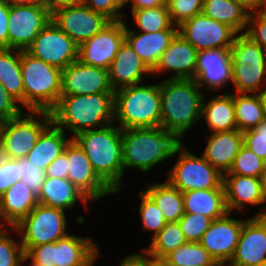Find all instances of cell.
I'll return each instance as SVG.
<instances>
[{
    "label": "cell",
    "instance_id": "f5cc1de1",
    "mask_svg": "<svg viewBox=\"0 0 266 266\" xmlns=\"http://www.w3.org/2000/svg\"><path fill=\"white\" fill-rule=\"evenodd\" d=\"M10 3L7 0H0V48L8 49V20Z\"/></svg>",
    "mask_w": 266,
    "mask_h": 266
},
{
    "label": "cell",
    "instance_id": "5bb4252c",
    "mask_svg": "<svg viewBox=\"0 0 266 266\" xmlns=\"http://www.w3.org/2000/svg\"><path fill=\"white\" fill-rule=\"evenodd\" d=\"M125 40V18L109 22L78 49V60L86 65L108 70Z\"/></svg>",
    "mask_w": 266,
    "mask_h": 266
},
{
    "label": "cell",
    "instance_id": "484cf974",
    "mask_svg": "<svg viewBox=\"0 0 266 266\" xmlns=\"http://www.w3.org/2000/svg\"><path fill=\"white\" fill-rule=\"evenodd\" d=\"M38 204V196L19 180L0 197V227L5 228L3 222L14 227Z\"/></svg>",
    "mask_w": 266,
    "mask_h": 266
},
{
    "label": "cell",
    "instance_id": "f546056e",
    "mask_svg": "<svg viewBox=\"0 0 266 266\" xmlns=\"http://www.w3.org/2000/svg\"><path fill=\"white\" fill-rule=\"evenodd\" d=\"M182 194L184 213L200 214L214 220L223 217L228 212L224 188L192 190Z\"/></svg>",
    "mask_w": 266,
    "mask_h": 266
},
{
    "label": "cell",
    "instance_id": "a7ac6f4b",
    "mask_svg": "<svg viewBox=\"0 0 266 266\" xmlns=\"http://www.w3.org/2000/svg\"><path fill=\"white\" fill-rule=\"evenodd\" d=\"M94 264H95V261L94 262H92L89 266H94Z\"/></svg>",
    "mask_w": 266,
    "mask_h": 266
},
{
    "label": "cell",
    "instance_id": "ab89813d",
    "mask_svg": "<svg viewBox=\"0 0 266 266\" xmlns=\"http://www.w3.org/2000/svg\"><path fill=\"white\" fill-rule=\"evenodd\" d=\"M139 197L141 199L139 212L142 228L153 231V238L165 227L167 222L156 203L145 191H140Z\"/></svg>",
    "mask_w": 266,
    "mask_h": 266
},
{
    "label": "cell",
    "instance_id": "ffe728a7",
    "mask_svg": "<svg viewBox=\"0 0 266 266\" xmlns=\"http://www.w3.org/2000/svg\"><path fill=\"white\" fill-rule=\"evenodd\" d=\"M197 85L215 91L233 83L230 49H209L199 51L195 77Z\"/></svg>",
    "mask_w": 266,
    "mask_h": 266
},
{
    "label": "cell",
    "instance_id": "680465c9",
    "mask_svg": "<svg viewBox=\"0 0 266 266\" xmlns=\"http://www.w3.org/2000/svg\"><path fill=\"white\" fill-rule=\"evenodd\" d=\"M10 4L14 5H34L46 6V0H7Z\"/></svg>",
    "mask_w": 266,
    "mask_h": 266
},
{
    "label": "cell",
    "instance_id": "e7e4bbea",
    "mask_svg": "<svg viewBox=\"0 0 266 266\" xmlns=\"http://www.w3.org/2000/svg\"><path fill=\"white\" fill-rule=\"evenodd\" d=\"M120 1H121V3H122L124 6H126V5L129 3L130 0H120Z\"/></svg>",
    "mask_w": 266,
    "mask_h": 266
},
{
    "label": "cell",
    "instance_id": "1f68e13d",
    "mask_svg": "<svg viewBox=\"0 0 266 266\" xmlns=\"http://www.w3.org/2000/svg\"><path fill=\"white\" fill-rule=\"evenodd\" d=\"M0 83L23 107L24 85L21 74V50L0 48Z\"/></svg>",
    "mask_w": 266,
    "mask_h": 266
},
{
    "label": "cell",
    "instance_id": "003e7915",
    "mask_svg": "<svg viewBox=\"0 0 266 266\" xmlns=\"http://www.w3.org/2000/svg\"><path fill=\"white\" fill-rule=\"evenodd\" d=\"M253 266H266V262L262 264L253 265Z\"/></svg>",
    "mask_w": 266,
    "mask_h": 266
},
{
    "label": "cell",
    "instance_id": "7bdbcfd3",
    "mask_svg": "<svg viewBox=\"0 0 266 266\" xmlns=\"http://www.w3.org/2000/svg\"><path fill=\"white\" fill-rule=\"evenodd\" d=\"M8 228H0V266H22L24 251L21 242L9 237Z\"/></svg>",
    "mask_w": 266,
    "mask_h": 266
},
{
    "label": "cell",
    "instance_id": "44dd1931",
    "mask_svg": "<svg viewBox=\"0 0 266 266\" xmlns=\"http://www.w3.org/2000/svg\"><path fill=\"white\" fill-rule=\"evenodd\" d=\"M197 55L198 50L178 32L162 53L151 75L157 76L168 71L173 75L167 79H194Z\"/></svg>",
    "mask_w": 266,
    "mask_h": 266
},
{
    "label": "cell",
    "instance_id": "f35d334b",
    "mask_svg": "<svg viewBox=\"0 0 266 266\" xmlns=\"http://www.w3.org/2000/svg\"><path fill=\"white\" fill-rule=\"evenodd\" d=\"M265 163L264 160L259 158L243 144L236 155L229 172L226 174L259 178Z\"/></svg>",
    "mask_w": 266,
    "mask_h": 266
},
{
    "label": "cell",
    "instance_id": "74e56055",
    "mask_svg": "<svg viewBox=\"0 0 266 266\" xmlns=\"http://www.w3.org/2000/svg\"><path fill=\"white\" fill-rule=\"evenodd\" d=\"M131 13L140 32L154 33L169 29L173 25L167 5L132 10Z\"/></svg>",
    "mask_w": 266,
    "mask_h": 266
},
{
    "label": "cell",
    "instance_id": "836d02e7",
    "mask_svg": "<svg viewBox=\"0 0 266 266\" xmlns=\"http://www.w3.org/2000/svg\"><path fill=\"white\" fill-rule=\"evenodd\" d=\"M202 13L227 24L238 34L247 29L249 14L236 0H204Z\"/></svg>",
    "mask_w": 266,
    "mask_h": 266
},
{
    "label": "cell",
    "instance_id": "5b68a950",
    "mask_svg": "<svg viewBox=\"0 0 266 266\" xmlns=\"http://www.w3.org/2000/svg\"><path fill=\"white\" fill-rule=\"evenodd\" d=\"M160 82L132 85L114 91V123L122 130L160 127Z\"/></svg>",
    "mask_w": 266,
    "mask_h": 266
},
{
    "label": "cell",
    "instance_id": "f6af8a7d",
    "mask_svg": "<svg viewBox=\"0 0 266 266\" xmlns=\"http://www.w3.org/2000/svg\"><path fill=\"white\" fill-rule=\"evenodd\" d=\"M243 144L266 162V117L253 129L243 132Z\"/></svg>",
    "mask_w": 266,
    "mask_h": 266
},
{
    "label": "cell",
    "instance_id": "603a6c76",
    "mask_svg": "<svg viewBox=\"0 0 266 266\" xmlns=\"http://www.w3.org/2000/svg\"><path fill=\"white\" fill-rule=\"evenodd\" d=\"M109 81L114 91L142 83L143 75L152 74L133 48L124 40L109 69Z\"/></svg>",
    "mask_w": 266,
    "mask_h": 266
},
{
    "label": "cell",
    "instance_id": "bcb514c9",
    "mask_svg": "<svg viewBox=\"0 0 266 266\" xmlns=\"http://www.w3.org/2000/svg\"><path fill=\"white\" fill-rule=\"evenodd\" d=\"M82 4L89 7L96 13L102 14L110 21L123 20V14L120 11L124 5L120 0H82Z\"/></svg>",
    "mask_w": 266,
    "mask_h": 266
},
{
    "label": "cell",
    "instance_id": "6da1fadb",
    "mask_svg": "<svg viewBox=\"0 0 266 266\" xmlns=\"http://www.w3.org/2000/svg\"><path fill=\"white\" fill-rule=\"evenodd\" d=\"M51 122L62 130L78 133L114 122V93L61 95L49 111Z\"/></svg>",
    "mask_w": 266,
    "mask_h": 266
},
{
    "label": "cell",
    "instance_id": "9c48e42d",
    "mask_svg": "<svg viewBox=\"0 0 266 266\" xmlns=\"http://www.w3.org/2000/svg\"><path fill=\"white\" fill-rule=\"evenodd\" d=\"M177 154L180 156L169 171L167 181L180 192L224 188L223 174L203 156L192 154L182 142L174 150L173 156Z\"/></svg>",
    "mask_w": 266,
    "mask_h": 266
},
{
    "label": "cell",
    "instance_id": "f907efd6",
    "mask_svg": "<svg viewBox=\"0 0 266 266\" xmlns=\"http://www.w3.org/2000/svg\"><path fill=\"white\" fill-rule=\"evenodd\" d=\"M23 113L21 104L0 83V119L10 120Z\"/></svg>",
    "mask_w": 266,
    "mask_h": 266
},
{
    "label": "cell",
    "instance_id": "db71d44e",
    "mask_svg": "<svg viewBox=\"0 0 266 266\" xmlns=\"http://www.w3.org/2000/svg\"><path fill=\"white\" fill-rule=\"evenodd\" d=\"M248 14L266 12V0H236Z\"/></svg>",
    "mask_w": 266,
    "mask_h": 266
},
{
    "label": "cell",
    "instance_id": "11a10c76",
    "mask_svg": "<svg viewBox=\"0 0 266 266\" xmlns=\"http://www.w3.org/2000/svg\"><path fill=\"white\" fill-rule=\"evenodd\" d=\"M82 4V0H46V7L52 14L58 9Z\"/></svg>",
    "mask_w": 266,
    "mask_h": 266
},
{
    "label": "cell",
    "instance_id": "7402d4cb",
    "mask_svg": "<svg viewBox=\"0 0 266 266\" xmlns=\"http://www.w3.org/2000/svg\"><path fill=\"white\" fill-rule=\"evenodd\" d=\"M223 186L225 189V202L227 211L232 214L234 209H245L246 205H261L254 216H266V200L263 196L259 178L224 174ZM245 207V208H244ZM264 210V211H262Z\"/></svg>",
    "mask_w": 266,
    "mask_h": 266
},
{
    "label": "cell",
    "instance_id": "7a4b0ae2",
    "mask_svg": "<svg viewBox=\"0 0 266 266\" xmlns=\"http://www.w3.org/2000/svg\"><path fill=\"white\" fill-rule=\"evenodd\" d=\"M194 79H166L160 82V127L173 133L179 140L202 120L205 95ZM201 119V120H200Z\"/></svg>",
    "mask_w": 266,
    "mask_h": 266
},
{
    "label": "cell",
    "instance_id": "52a82bcc",
    "mask_svg": "<svg viewBox=\"0 0 266 266\" xmlns=\"http://www.w3.org/2000/svg\"><path fill=\"white\" fill-rule=\"evenodd\" d=\"M230 53L235 92L259 94L266 85V51L241 33L236 35Z\"/></svg>",
    "mask_w": 266,
    "mask_h": 266
},
{
    "label": "cell",
    "instance_id": "816d5d0a",
    "mask_svg": "<svg viewBox=\"0 0 266 266\" xmlns=\"http://www.w3.org/2000/svg\"><path fill=\"white\" fill-rule=\"evenodd\" d=\"M68 158L63 151L56 159H54L45 171L46 177L50 178H68Z\"/></svg>",
    "mask_w": 266,
    "mask_h": 266
},
{
    "label": "cell",
    "instance_id": "b9f144b4",
    "mask_svg": "<svg viewBox=\"0 0 266 266\" xmlns=\"http://www.w3.org/2000/svg\"><path fill=\"white\" fill-rule=\"evenodd\" d=\"M204 0H167L171 21L179 26L184 21L202 13Z\"/></svg>",
    "mask_w": 266,
    "mask_h": 266
},
{
    "label": "cell",
    "instance_id": "681fc988",
    "mask_svg": "<svg viewBox=\"0 0 266 266\" xmlns=\"http://www.w3.org/2000/svg\"><path fill=\"white\" fill-rule=\"evenodd\" d=\"M19 180H21L19 158H11L0 166V197Z\"/></svg>",
    "mask_w": 266,
    "mask_h": 266
},
{
    "label": "cell",
    "instance_id": "9f6ffc18",
    "mask_svg": "<svg viewBox=\"0 0 266 266\" xmlns=\"http://www.w3.org/2000/svg\"><path fill=\"white\" fill-rule=\"evenodd\" d=\"M131 10L147 9L157 6L167 5V0H130Z\"/></svg>",
    "mask_w": 266,
    "mask_h": 266
},
{
    "label": "cell",
    "instance_id": "30bf717a",
    "mask_svg": "<svg viewBox=\"0 0 266 266\" xmlns=\"http://www.w3.org/2000/svg\"><path fill=\"white\" fill-rule=\"evenodd\" d=\"M26 111L16 118L4 120L0 126V142L11 158H23L34 147L41 132L51 123L49 111ZM38 118H35V116Z\"/></svg>",
    "mask_w": 266,
    "mask_h": 266
},
{
    "label": "cell",
    "instance_id": "be15d7a7",
    "mask_svg": "<svg viewBox=\"0 0 266 266\" xmlns=\"http://www.w3.org/2000/svg\"><path fill=\"white\" fill-rule=\"evenodd\" d=\"M262 104L264 106L265 112H266V86L263 88V90L259 93Z\"/></svg>",
    "mask_w": 266,
    "mask_h": 266
},
{
    "label": "cell",
    "instance_id": "6125c7cd",
    "mask_svg": "<svg viewBox=\"0 0 266 266\" xmlns=\"http://www.w3.org/2000/svg\"><path fill=\"white\" fill-rule=\"evenodd\" d=\"M259 180H260V185H261L263 196L266 200V163H265L263 170L259 176Z\"/></svg>",
    "mask_w": 266,
    "mask_h": 266
},
{
    "label": "cell",
    "instance_id": "03108f58",
    "mask_svg": "<svg viewBox=\"0 0 266 266\" xmlns=\"http://www.w3.org/2000/svg\"><path fill=\"white\" fill-rule=\"evenodd\" d=\"M30 266H42V265L31 262V263H30Z\"/></svg>",
    "mask_w": 266,
    "mask_h": 266
},
{
    "label": "cell",
    "instance_id": "60d3db41",
    "mask_svg": "<svg viewBox=\"0 0 266 266\" xmlns=\"http://www.w3.org/2000/svg\"><path fill=\"white\" fill-rule=\"evenodd\" d=\"M212 219L200 214L184 213L178 221L187 242H200L203 234L208 230Z\"/></svg>",
    "mask_w": 266,
    "mask_h": 266
},
{
    "label": "cell",
    "instance_id": "94428289",
    "mask_svg": "<svg viewBox=\"0 0 266 266\" xmlns=\"http://www.w3.org/2000/svg\"><path fill=\"white\" fill-rule=\"evenodd\" d=\"M11 159V156L5 150L4 145L0 142V166H3Z\"/></svg>",
    "mask_w": 266,
    "mask_h": 266
},
{
    "label": "cell",
    "instance_id": "ac0fdd59",
    "mask_svg": "<svg viewBox=\"0 0 266 266\" xmlns=\"http://www.w3.org/2000/svg\"><path fill=\"white\" fill-rule=\"evenodd\" d=\"M114 93L108 70L86 65L78 59L62 70L61 95Z\"/></svg>",
    "mask_w": 266,
    "mask_h": 266
},
{
    "label": "cell",
    "instance_id": "83f0119b",
    "mask_svg": "<svg viewBox=\"0 0 266 266\" xmlns=\"http://www.w3.org/2000/svg\"><path fill=\"white\" fill-rule=\"evenodd\" d=\"M66 133L52 122L41 132L34 147L27 153V158L33 165L46 171L50 163L65 149L68 142Z\"/></svg>",
    "mask_w": 266,
    "mask_h": 266
},
{
    "label": "cell",
    "instance_id": "8fae6325",
    "mask_svg": "<svg viewBox=\"0 0 266 266\" xmlns=\"http://www.w3.org/2000/svg\"><path fill=\"white\" fill-rule=\"evenodd\" d=\"M78 49L79 46L51 20L26 51L63 70L78 59Z\"/></svg>",
    "mask_w": 266,
    "mask_h": 266
},
{
    "label": "cell",
    "instance_id": "e0dca14e",
    "mask_svg": "<svg viewBox=\"0 0 266 266\" xmlns=\"http://www.w3.org/2000/svg\"><path fill=\"white\" fill-rule=\"evenodd\" d=\"M230 214L227 212L223 217L214 219L200 240L219 265H226L234 256L245 221L232 218Z\"/></svg>",
    "mask_w": 266,
    "mask_h": 266
},
{
    "label": "cell",
    "instance_id": "ba28073f",
    "mask_svg": "<svg viewBox=\"0 0 266 266\" xmlns=\"http://www.w3.org/2000/svg\"><path fill=\"white\" fill-rule=\"evenodd\" d=\"M66 220L64 210L38 204L10 229L22 237L20 242L25 254L31 247L56 242L65 237L68 234Z\"/></svg>",
    "mask_w": 266,
    "mask_h": 266
},
{
    "label": "cell",
    "instance_id": "277c9868",
    "mask_svg": "<svg viewBox=\"0 0 266 266\" xmlns=\"http://www.w3.org/2000/svg\"><path fill=\"white\" fill-rule=\"evenodd\" d=\"M181 143L173 133L162 127L122 130V159L125 168H135L142 173L173 157Z\"/></svg>",
    "mask_w": 266,
    "mask_h": 266
},
{
    "label": "cell",
    "instance_id": "8d00e7d4",
    "mask_svg": "<svg viewBox=\"0 0 266 266\" xmlns=\"http://www.w3.org/2000/svg\"><path fill=\"white\" fill-rule=\"evenodd\" d=\"M163 260L168 266H220L200 242H187Z\"/></svg>",
    "mask_w": 266,
    "mask_h": 266
},
{
    "label": "cell",
    "instance_id": "ee69618b",
    "mask_svg": "<svg viewBox=\"0 0 266 266\" xmlns=\"http://www.w3.org/2000/svg\"><path fill=\"white\" fill-rule=\"evenodd\" d=\"M19 166L21 181L38 196L46 179L45 171L33 165L25 157L19 158Z\"/></svg>",
    "mask_w": 266,
    "mask_h": 266
},
{
    "label": "cell",
    "instance_id": "e575fe53",
    "mask_svg": "<svg viewBox=\"0 0 266 266\" xmlns=\"http://www.w3.org/2000/svg\"><path fill=\"white\" fill-rule=\"evenodd\" d=\"M234 114L237 129H253L265 117L266 112L258 93H233Z\"/></svg>",
    "mask_w": 266,
    "mask_h": 266
},
{
    "label": "cell",
    "instance_id": "cb8c5ba5",
    "mask_svg": "<svg viewBox=\"0 0 266 266\" xmlns=\"http://www.w3.org/2000/svg\"><path fill=\"white\" fill-rule=\"evenodd\" d=\"M125 21V41L133 48L145 65L152 71L164 50L178 33V26L154 33L131 30Z\"/></svg>",
    "mask_w": 266,
    "mask_h": 266
},
{
    "label": "cell",
    "instance_id": "c3c4849f",
    "mask_svg": "<svg viewBox=\"0 0 266 266\" xmlns=\"http://www.w3.org/2000/svg\"><path fill=\"white\" fill-rule=\"evenodd\" d=\"M247 28L245 34L266 51V12L249 14Z\"/></svg>",
    "mask_w": 266,
    "mask_h": 266
},
{
    "label": "cell",
    "instance_id": "4316f807",
    "mask_svg": "<svg viewBox=\"0 0 266 266\" xmlns=\"http://www.w3.org/2000/svg\"><path fill=\"white\" fill-rule=\"evenodd\" d=\"M90 237L67 234L55 242V266H89L96 261L98 245Z\"/></svg>",
    "mask_w": 266,
    "mask_h": 266
},
{
    "label": "cell",
    "instance_id": "f1b7e54d",
    "mask_svg": "<svg viewBox=\"0 0 266 266\" xmlns=\"http://www.w3.org/2000/svg\"><path fill=\"white\" fill-rule=\"evenodd\" d=\"M77 200L88 205L90 199L67 178L46 177L38 195L39 204L64 211L76 205Z\"/></svg>",
    "mask_w": 266,
    "mask_h": 266
},
{
    "label": "cell",
    "instance_id": "6f0895ef",
    "mask_svg": "<svg viewBox=\"0 0 266 266\" xmlns=\"http://www.w3.org/2000/svg\"><path fill=\"white\" fill-rule=\"evenodd\" d=\"M119 266H145V253H131L121 260Z\"/></svg>",
    "mask_w": 266,
    "mask_h": 266
},
{
    "label": "cell",
    "instance_id": "2e32d148",
    "mask_svg": "<svg viewBox=\"0 0 266 266\" xmlns=\"http://www.w3.org/2000/svg\"><path fill=\"white\" fill-rule=\"evenodd\" d=\"M51 20L78 46L111 22L83 4L58 9L52 13Z\"/></svg>",
    "mask_w": 266,
    "mask_h": 266
},
{
    "label": "cell",
    "instance_id": "91938a15",
    "mask_svg": "<svg viewBox=\"0 0 266 266\" xmlns=\"http://www.w3.org/2000/svg\"><path fill=\"white\" fill-rule=\"evenodd\" d=\"M145 266H168L163 259H154L145 254Z\"/></svg>",
    "mask_w": 266,
    "mask_h": 266
},
{
    "label": "cell",
    "instance_id": "8992f818",
    "mask_svg": "<svg viewBox=\"0 0 266 266\" xmlns=\"http://www.w3.org/2000/svg\"><path fill=\"white\" fill-rule=\"evenodd\" d=\"M24 107L29 111H50L61 96L62 70L21 51Z\"/></svg>",
    "mask_w": 266,
    "mask_h": 266
},
{
    "label": "cell",
    "instance_id": "4dcf8cb0",
    "mask_svg": "<svg viewBox=\"0 0 266 266\" xmlns=\"http://www.w3.org/2000/svg\"><path fill=\"white\" fill-rule=\"evenodd\" d=\"M201 118L205 119L211 133L237 129L233 93L214 96L212 99L209 98V102L206 103L204 98Z\"/></svg>",
    "mask_w": 266,
    "mask_h": 266
},
{
    "label": "cell",
    "instance_id": "d6986e66",
    "mask_svg": "<svg viewBox=\"0 0 266 266\" xmlns=\"http://www.w3.org/2000/svg\"><path fill=\"white\" fill-rule=\"evenodd\" d=\"M266 262V216L247 218L229 266H253Z\"/></svg>",
    "mask_w": 266,
    "mask_h": 266
},
{
    "label": "cell",
    "instance_id": "d4e9b609",
    "mask_svg": "<svg viewBox=\"0 0 266 266\" xmlns=\"http://www.w3.org/2000/svg\"><path fill=\"white\" fill-rule=\"evenodd\" d=\"M210 134L202 156L224 175L229 172L243 145V132L235 129Z\"/></svg>",
    "mask_w": 266,
    "mask_h": 266
},
{
    "label": "cell",
    "instance_id": "d6a6232c",
    "mask_svg": "<svg viewBox=\"0 0 266 266\" xmlns=\"http://www.w3.org/2000/svg\"><path fill=\"white\" fill-rule=\"evenodd\" d=\"M148 187V188H147ZM144 190L156 203L166 222H178L184 215L183 194L167 180L152 183Z\"/></svg>",
    "mask_w": 266,
    "mask_h": 266
},
{
    "label": "cell",
    "instance_id": "7c38bea8",
    "mask_svg": "<svg viewBox=\"0 0 266 266\" xmlns=\"http://www.w3.org/2000/svg\"><path fill=\"white\" fill-rule=\"evenodd\" d=\"M51 18L46 6L10 4L8 49L26 50Z\"/></svg>",
    "mask_w": 266,
    "mask_h": 266
},
{
    "label": "cell",
    "instance_id": "4fadbf2b",
    "mask_svg": "<svg viewBox=\"0 0 266 266\" xmlns=\"http://www.w3.org/2000/svg\"><path fill=\"white\" fill-rule=\"evenodd\" d=\"M178 32L197 50L230 49L238 33L227 24L200 13L178 26Z\"/></svg>",
    "mask_w": 266,
    "mask_h": 266
},
{
    "label": "cell",
    "instance_id": "9a60e30c",
    "mask_svg": "<svg viewBox=\"0 0 266 266\" xmlns=\"http://www.w3.org/2000/svg\"><path fill=\"white\" fill-rule=\"evenodd\" d=\"M68 180L91 201L115 193L95 172L84 150L72 138L66 145Z\"/></svg>",
    "mask_w": 266,
    "mask_h": 266
},
{
    "label": "cell",
    "instance_id": "d590c367",
    "mask_svg": "<svg viewBox=\"0 0 266 266\" xmlns=\"http://www.w3.org/2000/svg\"><path fill=\"white\" fill-rule=\"evenodd\" d=\"M187 243L179 222H167L165 227L152 238L149 248H143L146 255L154 259H164L176 248Z\"/></svg>",
    "mask_w": 266,
    "mask_h": 266
},
{
    "label": "cell",
    "instance_id": "7dc6e473",
    "mask_svg": "<svg viewBox=\"0 0 266 266\" xmlns=\"http://www.w3.org/2000/svg\"><path fill=\"white\" fill-rule=\"evenodd\" d=\"M29 259L42 266H55V242L31 247L24 254L22 264Z\"/></svg>",
    "mask_w": 266,
    "mask_h": 266
},
{
    "label": "cell",
    "instance_id": "3957f363",
    "mask_svg": "<svg viewBox=\"0 0 266 266\" xmlns=\"http://www.w3.org/2000/svg\"><path fill=\"white\" fill-rule=\"evenodd\" d=\"M114 122L78 133L73 139L88 157L97 175L116 193L125 173L122 159V129Z\"/></svg>",
    "mask_w": 266,
    "mask_h": 266
}]
</instances>
